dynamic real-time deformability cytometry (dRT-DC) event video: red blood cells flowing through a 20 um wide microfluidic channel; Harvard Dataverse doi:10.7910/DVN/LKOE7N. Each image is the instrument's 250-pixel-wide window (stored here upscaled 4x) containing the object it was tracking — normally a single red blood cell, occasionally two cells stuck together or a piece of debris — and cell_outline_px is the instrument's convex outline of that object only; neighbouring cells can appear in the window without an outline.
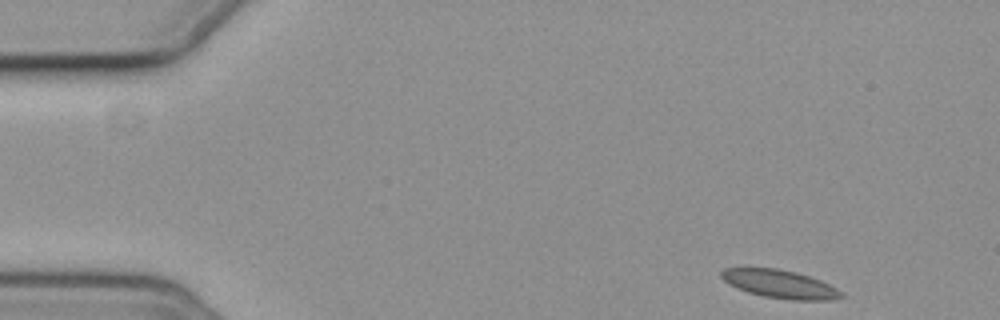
{"species": "common noctule bat (a hibernating species)", "species_latin": "Nyctalus noctula", "temperature_condition": "cold", "stored_images_in_passage": 6, "camera_frame_rate_fps": 3000, "um_per_image_px": 0.085, "animal": {"sex": "female", "body_mass_g": 19.3, "forearm_length_mm": 54.1}, "frame": {"image": 1, "passage_image": 1, "time_ms": 0.0, "image_size_px": [1000, 320], "cell_outline_px": [[844, 296], [836, 300], [792, 300], [764, 296], [748, 292], [736, 288], [728, 284], [720, 276], [720, 272], [724, 268], [744, 264], [776, 268], [796, 272], [820, 280], [844, 292]], "centroid_in_image_um": [66.2, 24.09], "position_along_channel_um": 18.8, "area_um2": 20.52}}